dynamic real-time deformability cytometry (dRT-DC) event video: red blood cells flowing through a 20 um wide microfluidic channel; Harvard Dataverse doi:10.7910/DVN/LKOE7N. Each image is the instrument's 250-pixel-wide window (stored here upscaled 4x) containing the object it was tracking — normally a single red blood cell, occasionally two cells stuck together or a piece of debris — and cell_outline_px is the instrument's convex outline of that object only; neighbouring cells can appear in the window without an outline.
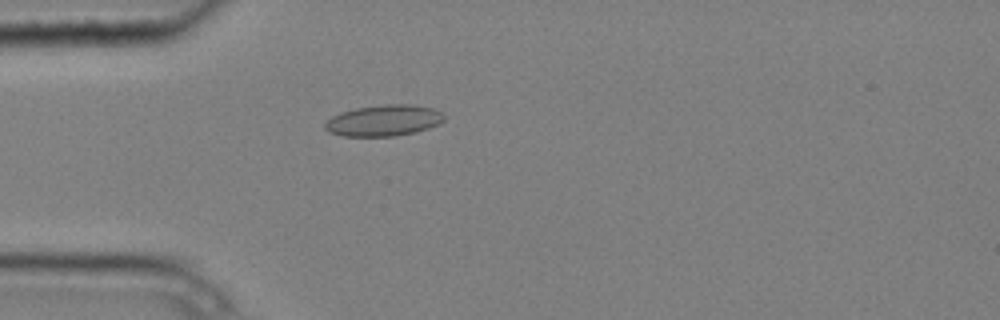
{"species": "common noctule bat (a hibernating species)", "species_latin": "Nyctalus noctula", "temperature_condition": "cold", "stored_images_in_passage": 3, "camera_frame_rate_fps": 3000, "um_per_image_px": 0.085, "animal": {"sex": "male", "body_mass_g": 20.4}, "frame": {"image": 1, "passage_image": 3, "time_ms": 0.667, "image_size_px": [1000, 320], "cell_outline_px": [[444, 120], [440, 124], [416, 132], [396, 136], [340, 136], [328, 132], [324, 128], [324, 124], [332, 116], [340, 112], [356, 108], [384, 104], [412, 104], [432, 108], [444, 112]], "centroid_in_image_um": [32.63, 10.24], "position_along_channel_um": 52.4, "area_um2": 21.91}}